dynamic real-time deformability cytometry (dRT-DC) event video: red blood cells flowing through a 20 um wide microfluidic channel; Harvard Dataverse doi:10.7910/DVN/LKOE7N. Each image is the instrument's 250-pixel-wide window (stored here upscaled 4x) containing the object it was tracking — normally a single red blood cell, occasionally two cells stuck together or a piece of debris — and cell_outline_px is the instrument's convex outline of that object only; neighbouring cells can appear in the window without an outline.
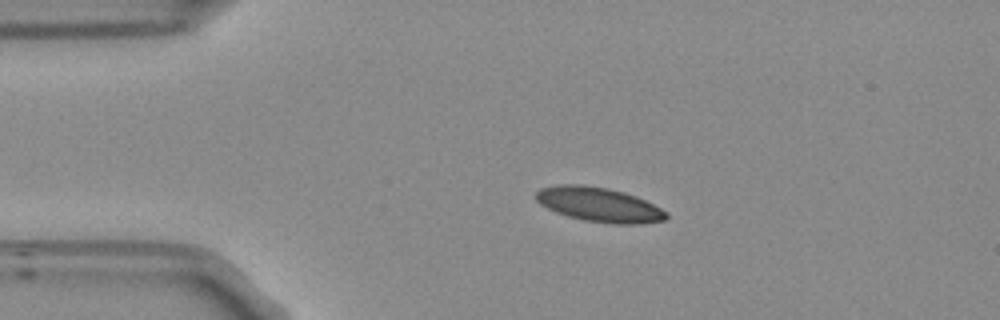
{"species": "Egyptian fruit bat (a non-hibernating species)", "species_latin": "Rousettus aegyptiacus", "temperature_condition": "room temperature", "stored_images_in_passage": 44, "camera_frame_rate_fps": 3000, "um_per_image_px": 0.085, "frame": {"image": 1, "passage_image": 1, "time_ms": 0.0, "image_size_px": [1000, 320], "cell_outline_px": [[668, 216], [664, 220], [640, 224], [612, 224], [584, 220], [568, 216], [556, 212], [540, 204], [536, 200], [536, 192], [540, 188], [560, 184], [580, 184], [608, 188], [624, 192], [636, 196], [668, 212]], "centroid_in_image_um": [50.92, 17.39], "position_along_channel_um": 34.1, "area_um2": 26.13}}
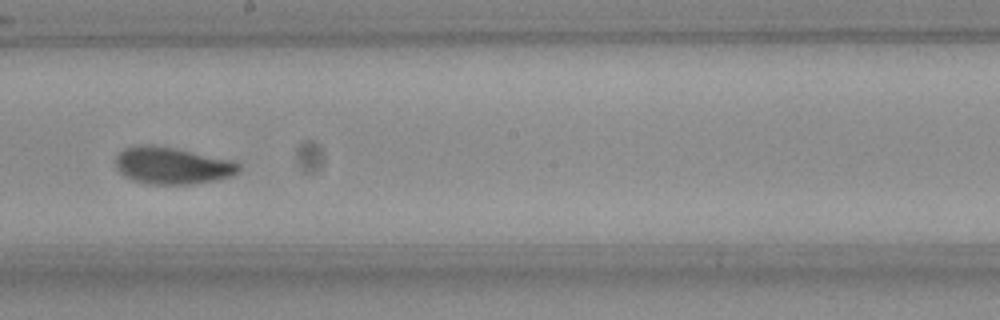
{"frame": {"image": 2, "passage_image": 20, "time_ms": 6.333, "image_size_px": [1000, 320], "cell_outline_px": [[240, 172], [232, 176], [216, 180], [192, 184], [148, 184], [132, 180], [124, 176], [120, 172], [116, 164], [116, 156], [124, 148], [144, 144], [152, 144], [232, 160], [240, 164]], "centroid_in_image_um": [14.64, 14.08], "position_along_channel_um": 233.6, "area_um2": 26.47}}
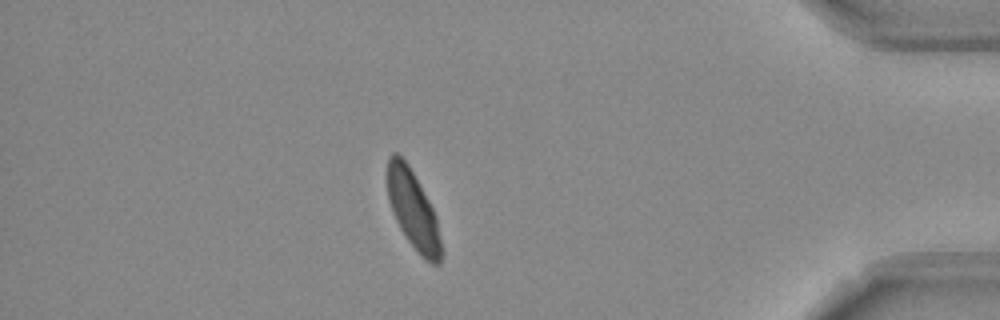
{"frame": {"image": 3, "passage_image": 37, "time_ms": 12.0, "image_size_px": [1000, 320], "cell_outline_px": [[440, 264], [432, 264], [408, 240], [400, 228], [396, 220], [388, 196], [388, 156], [392, 152], [396, 152], [408, 164], [428, 200], [436, 216], [440, 240]], "centroid_in_image_um": [35.09, 17.78], "position_along_channel_um": 400.1, "area_um2": 23.52}, "authors_computed_cell_mechanics": {"area_um2": 25.6921, "velocity_mm_per_s": 3.7142, "shape_relaxation_time_tau1_ms": 3.0952, "shape_relaxation_time_tau2_ms": 0.8492, "deformation_change_tau1": 0.1063, "deformation_change_tau2": 0.0562}}